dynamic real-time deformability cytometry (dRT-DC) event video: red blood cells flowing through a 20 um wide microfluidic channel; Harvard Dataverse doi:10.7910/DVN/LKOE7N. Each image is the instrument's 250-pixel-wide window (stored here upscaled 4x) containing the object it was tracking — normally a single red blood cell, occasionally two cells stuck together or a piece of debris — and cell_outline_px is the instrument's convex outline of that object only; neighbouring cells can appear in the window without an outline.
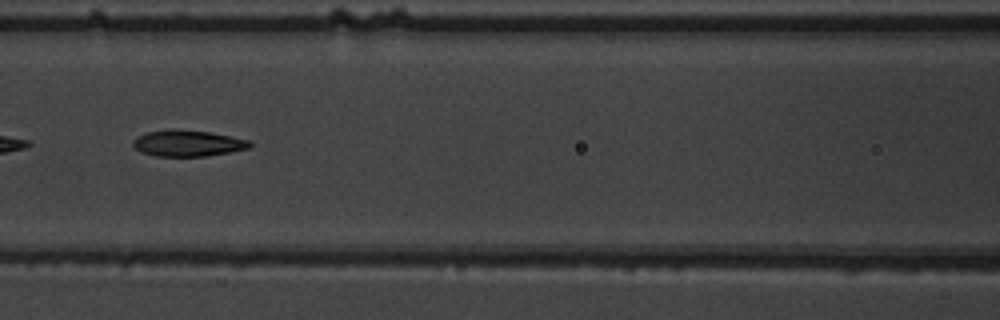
{"species": "common noctule bat (a hibernating species)", "species_latin": "Nyctalus noctula", "temperature_condition": "warm", "stored_images_in_passage": 41, "camera_frame_rate_fps": 3000, "um_per_image_px": 0.085, "animal": {"sex": "male", "body_mass_g": 19.5, "forearm_length_mm": 54.6}, "frame": {"image": 1, "passage_image": 12, "time_ms": 3.667, "image_size_px": [1000, 320], "cell_outline_px": [[252, 148], [208, 156], [156, 156], [140, 152], [132, 144], [132, 140], [148, 132], [168, 128], [172, 128], [208, 132], [232, 136], [252, 140]], "centroid_in_image_um": [16.01, 12.17], "position_along_channel_um": 150.6, "area_um2": 18.09}}
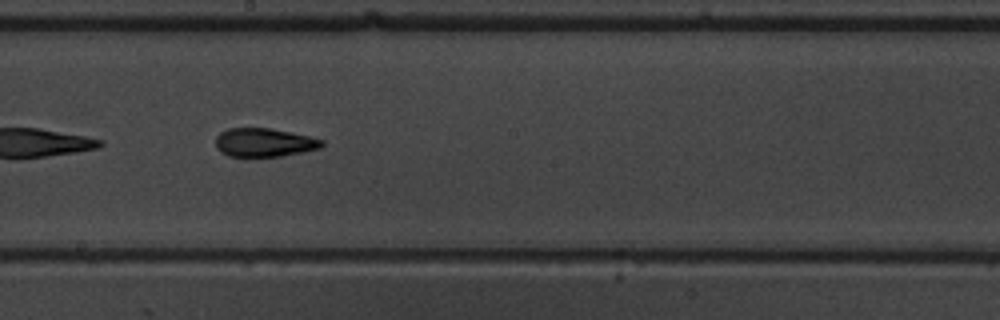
{"frame": {"image": 2, "passage_image": 18, "time_ms": 5.667, "image_size_px": [1000, 320], "cell_outline_px": [[324, 144], [320, 148], [304, 152], [280, 156], [228, 156], [220, 152], [216, 148], [216, 136], [220, 132], [228, 128], [268, 128], [308, 136], [324, 140]], "centroid_in_image_um": [22.43, 12.11], "position_along_channel_um": 225.8, "area_um2": 17.63}}
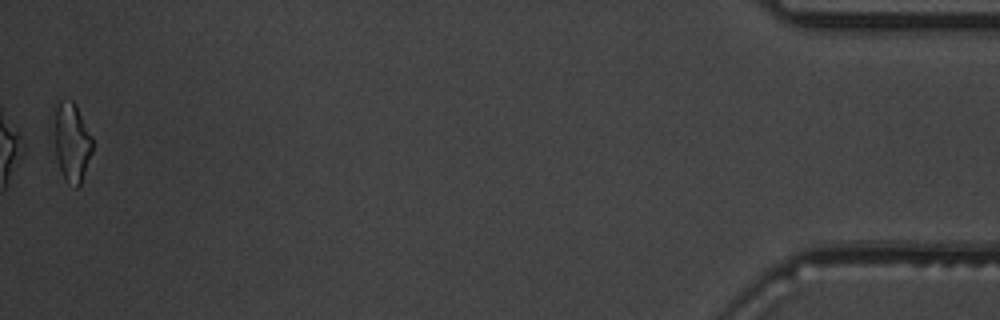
{"frame": {"image": 3, "passage_image": 41, "time_ms": 13.333, "image_size_px": [1000, 320], "cell_outline_px": [[92, 152], [80, 184], [76, 188], [64, 176], [48, 144], [56, 108], [60, 100], [72, 100], [76, 104], [92, 136]], "centroid_in_image_um": [6.01, 12.03], "position_along_channel_um": 429.2, "area_um2": 18.44}, "authors_computed_cell_mechanics": {"area_um2": 17.7446, "velocity_mm_per_s": 3.7688, "shape_relaxation_time_tau1_ms": 9.24, "shape_relaxation_time_tau2_ms": 0.9692, "deformation_change_tau1": 0.2732, "deformation_change_tau2": 0.0758}}